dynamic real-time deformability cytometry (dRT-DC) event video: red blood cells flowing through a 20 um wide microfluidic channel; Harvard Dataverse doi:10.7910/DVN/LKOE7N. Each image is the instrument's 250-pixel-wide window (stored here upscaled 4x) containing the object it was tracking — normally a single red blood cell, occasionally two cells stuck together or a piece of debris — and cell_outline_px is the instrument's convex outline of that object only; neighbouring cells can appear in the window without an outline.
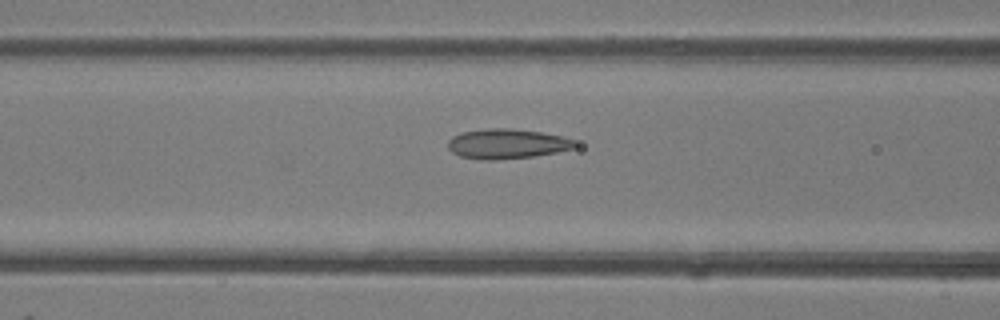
{"species": "common noctule bat (a hibernating species)", "species_latin": "Nyctalus noctula", "temperature_condition": "room temperature", "stored_images_in_passage": 40, "camera_frame_rate_fps": 3000, "um_per_image_px": 0.085, "animal": {"sex": "female"}, "frame": {"image": 1, "passage_image": 12, "time_ms": 3.667, "image_size_px": [1000, 320], "cell_outline_px": [[576, 148], [556, 152], [532, 156], [496, 160], [480, 160], [460, 156], [452, 152], [448, 148], [448, 140], [452, 136], [464, 132], [484, 128], [512, 128], [540, 132], [564, 136], [576, 140]], "centroid_in_image_um": [43.1, 12.22], "position_along_channel_um": 123.5, "area_um2": 22.25}}
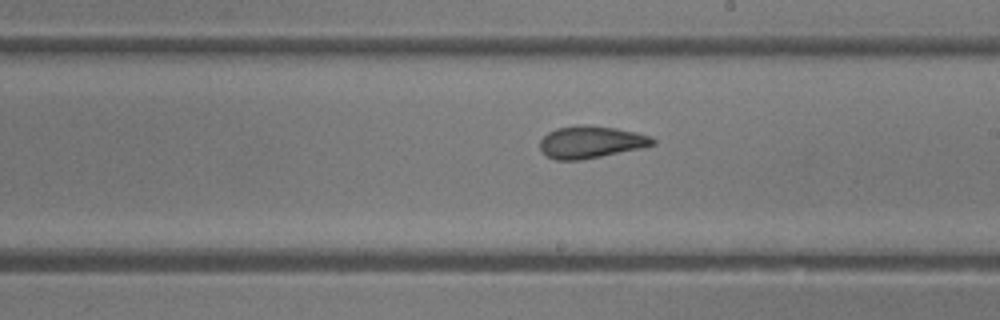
{"frame": {"image": 2, "passage_image": 20, "time_ms": 6.333, "image_size_px": [1000, 320], "cell_outline_px": [[656, 144], [640, 148], [580, 160], [556, 160], [548, 156], [540, 148], [540, 140], [548, 132], [556, 128], [616, 128], [636, 132], [652, 136], [656, 140]], "centroid_in_image_um": [50.26, 12.12], "position_along_channel_um": 238.7, "area_um2": 20.17}}
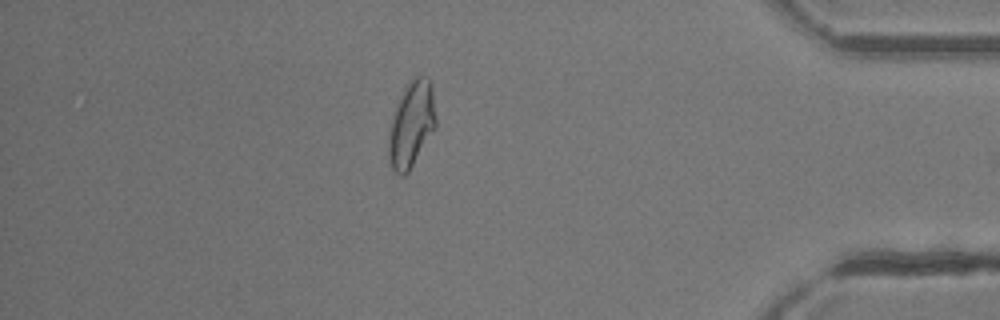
{"frame": {"image": 3, "passage_image": 34, "time_ms": 11.0, "image_size_px": [1000, 320], "cell_outline_px": [[436, 128], [408, 172], [404, 176], [400, 176], [392, 168], [388, 160], [388, 140], [392, 116], [400, 96], [404, 88], [416, 76], [428, 76], [432, 84], [436, 120]], "centroid_in_image_um": [34.98, 10.58], "position_along_channel_um": 400.2, "area_um2": 23.7}, "authors_computed_cell_mechanics": {"area_um2": 22.2241, "velocity_mm_per_s": 4.3219, "shape_relaxation_time_tau1_ms": 7.0126, "shape_relaxation_time_tau2_ms": 1.5171, "deformation_change_tau1": 0.1864, "deformation_change_tau2": 0.0724}}